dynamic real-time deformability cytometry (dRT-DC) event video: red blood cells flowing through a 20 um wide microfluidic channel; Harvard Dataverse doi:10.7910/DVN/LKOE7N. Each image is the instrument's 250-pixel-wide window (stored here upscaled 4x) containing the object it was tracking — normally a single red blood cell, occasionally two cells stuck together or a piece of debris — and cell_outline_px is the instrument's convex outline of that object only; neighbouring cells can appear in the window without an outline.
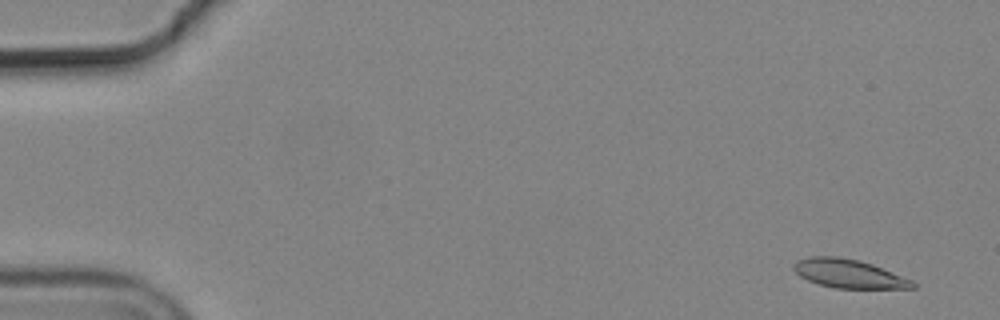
{"species": "common noctule bat (a hibernating species)", "species_latin": "Nyctalus noctula", "temperature_condition": "cold", "stored_images_in_passage": 5, "camera_frame_rate_fps": 3000, "um_per_image_px": 0.085, "animal": {"sex": "male", "body_mass_g": 19.2, "forearm_length_mm": 51.8}, "frame": {"image": 1, "passage_image": 1, "time_ms": 0.0, "image_size_px": [1000, 320], "cell_outline_px": [[916, 288], [836, 288], [820, 284], [808, 280], [800, 276], [792, 268], [792, 264], [796, 260], [808, 256], [836, 256], [860, 260], [872, 264], [912, 280], [916, 284]], "centroid_in_image_um": [72.11, 23.24], "position_along_channel_um": 12.9, "area_um2": 19.83}}
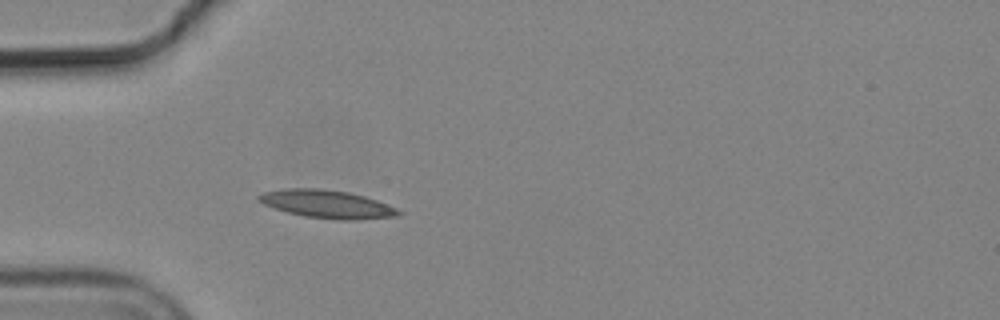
{"frame": {"image": 2, "passage_image": 5, "time_ms": 1.333, "image_size_px": [1000, 320], "cell_outline_px": [[404, 212], [400, 216], [352, 220], [340, 220], [304, 216], [288, 212], [264, 204], [256, 200], [256, 196], [264, 192], [284, 188], [320, 188], [348, 192], [364, 196], [388, 204]], "centroid_in_image_um": [27.82, 17.34], "position_along_channel_um": 57.2, "area_um2": 22.89}}